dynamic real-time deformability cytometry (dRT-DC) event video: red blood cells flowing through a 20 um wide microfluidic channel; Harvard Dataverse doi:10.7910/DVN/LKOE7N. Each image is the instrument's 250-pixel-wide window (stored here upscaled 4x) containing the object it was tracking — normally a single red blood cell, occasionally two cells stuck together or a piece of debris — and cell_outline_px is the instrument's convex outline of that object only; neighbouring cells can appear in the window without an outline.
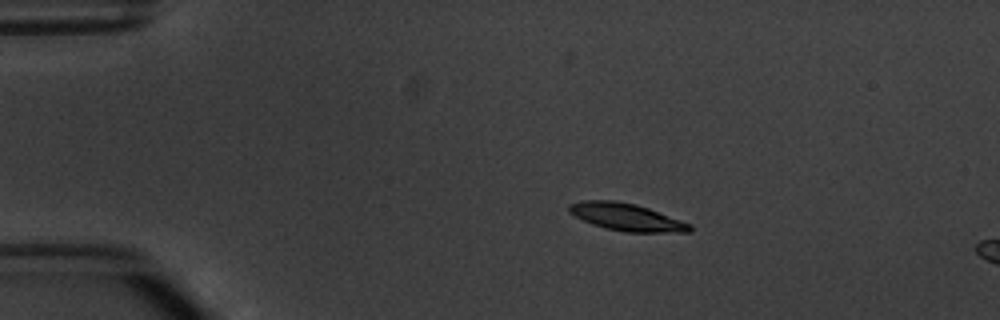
{"species": "common noctule bat (a hibernating species)", "species_latin": "Nyctalus noctula", "temperature_condition": "warm", "stored_images_in_passage": 3, "camera_frame_rate_fps": 3000, "um_per_image_px": 0.085, "animal": {"sex": "male", "body_mass_g": 20.1, "forearm_length_mm": 53.5}, "frame": {"image": 1, "passage_image": 1, "time_ms": 0.0, "image_size_px": [1000, 320], "cell_outline_px": [[692, 232], [624, 232], [604, 228], [592, 224], [568, 212], [568, 204], [584, 200], [616, 200], [636, 204], [648, 208], [692, 224]], "centroid_in_image_um": [53.25, 18.45], "position_along_channel_um": 31.7, "area_um2": 19.31}}